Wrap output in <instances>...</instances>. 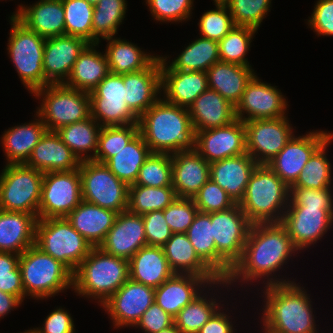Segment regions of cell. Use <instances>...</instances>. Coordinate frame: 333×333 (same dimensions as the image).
<instances>
[{
  "mask_svg": "<svg viewBox=\"0 0 333 333\" xmlns=\"http://www.w3.org/2000/svg\"><path fill=\"white\" fill-rule=\"evenodd\" d=\"M298 251L286 228L281 223L252 224L244 245L242 257L233 266L229 276L226 278L228 285H232L235 282L247 283L250 281L251 283L254 280H261V278L267 279V281L263 280L265 287L295 282L293 280L287 279L286 281L283 278H275L277 277L275 275L279 269H282L283 265L287 264L290 257L295 255V252L298 253Z\"/></svg>",
  "mask_w": 333,
  "mask_h": 333,
  "instance_id": "6da1fadb",
  "label": "cell"
},
{
  "mask_svg": "<svg viewBox=\"0 0 333 333\" xmlns=\"http://www.w3.org/2000/svg\"><path fill=\"white\" fill-rule=\"evenodd\" d=\"M263 288L261 322L265 333H319L312 301L304 287L291 282Z\"/></svg>",
  "mask_w": 333,
  "mask_h": 333,
  "instance_id": "7a4b0ae2",
  "label": "cell"
},
{
  "mask_svg": "<svg viewBox=\"0 0 333 333\" xmlns=\"http://www.w3.org/2000/svg\"><path fill=\"white\" fill-rule=\"evenodd\" d=\"M139 133L152 153L194 149L195 131L188 108L160 98L138 118Z\"/></svg>",
  "mask_w": 333,
  "mask_h": 333,
  "instance_id": "3957f363",
  "label": "cell"
},
{
  "mask_svg": "<svg viewBox=\"0 0 333 333\" xmlns=\"http://www.w3.org/2000/svg\"><path fill=\"white\" fill-rule=\"evenodd\" d=\"M129 279V260L93 247L73 273L77 295L97 300L101 305Z\"/></svg>",
  "mask_w": 333,
  "mask_h": 333,
  "instance_id": "277c9868",
  "label": "cell"
},
{
  "mask_svg": "<svg viewBox=\"0 0 333 333\" xmlns=\"http://www.w3.org/2000/svg\"><path fill=\"white\" fill-rule=\"evenodd\" d=\"M290 188L267 164H258L238 203L252 224L281 223L289 205Z\"/></svg>",
  "mask_w": 333,
  "mask_h": 333,
  "instance_id": "5b68a950",
  "label": "cell"
},
{
  "mask_svg": "<svg viewBox=\"0 0 333 333\" xmlns=\"http://www.w3.org/2000/svg\"><path fill=\"white\" fill-rule=\"evenodd\" d=\"M19 267L25 297L43 300L73 288V273L35 244L20 254Z\"/></svg>",
  "mask_w": 333,
  "mask_h": 333,
  "instance_id": "8992f818",
  "label": "cell"
},
{
  "mask_svg": "<svg viewBox=\"0 0 333 333\" xmlns=\"http://www.w3.org/2000/svg\"><path fill=\"white\" fill-rule=\"evenodd\" d=\"M35 245L74 273L90 253L92 245L73 228L67 218L38 219Z\"/></svg>",
  "mask_w": 333,
  "mask_h": 333,
  "instance_id": "52a82bcc",
  "label": "cell"
},
{
  "mask_svg": "<svg viewBox=\"0 0 333 333\" xmlns=\"http://www.w3.org/2000/svg\"><path fill=\"white\" fill-rule=\"evenodd\" d=\"M32 94L35 98H43L36 114L49 131H57L91 116L90 96L87 92L72 89L64 84H48Z\"/></svg>",
  "mask_w": 333,
  "mask_h": 333,
  "instance_id": "ba28073f",
  "label": "cell"
},
{
  "mask_svg": "<svg viewBox=\"0 0 333 333\" xmlns=\"http://www.w3.org/2000/svg\"><path fill=\"white\" fill-rule=\"evenodd\" d=\"M211 223L217 250V276L226 279L242 257L252 223L238 203L227 210L211 213Z\"/></svg>",
  "mask_w": 333,
  "mask_h": 333,
  "instance_id": "9c48e42d",
  "label": "cell"
},
{
  "mask_svg": "<svg viewBox=\"0 0 333 333\" xmlns=\"http://www.w3.org/2000/svg\"><path fill=\"white\" fill-rule=\"evenodd\" d=\"M7 51L22 84L30 93L44 87V46L46 38L28 29L13 14L10 16Z\"/></svg>",
  "mask_w": 333,
  "mask_h": 333,
  "instance_id": "30bf717a",
  "label": "cell"
},
{
  "mask_svg": "<svg viewBox=\"0 0 333 333\" xmlns=\"http://www.w3.org/2000/svg\"><path fill=\"white\" fill-rule=\"evenodd\" d=\"M43 174L26 164H6L0 174V209L38 218Z\"/></svg>",
  "mask_w": 333,
  "mask_h": 333,
  "instance_id": "8fae6325",
  "label": "cell"
},
{
  "mask_svg": "<svg viewBox=\"0 0 333 333\" xmlns=\"http://www.w3.org/2000/svg\"><path fill=\"white\" fill-rule=\"evenodd\" d=\"M82 200L113 210H128L129 186L118 179L104 163L94 160L81 161Z\"/></svg>",
  "mask_w": 333,
  "mask_h": 333,
  "instance_id": "7c38bea8",
  "label": "cell"
},
{
  "mask_svg": "<svg viewBox=\"0 0 333 333\" xmlns=\"http://www.w3.org/2000/svg\"><path fill=\"white\" fill-rule=\"evenodd\" d=\"M81 201L79 169L43 174L38 219L66 218Z\"/></svg>",
  "mask_w": 333,
  "mask_h": 333,
  "instance_id": "4fadbf2b",
  "label": "cell"
},
{
  "mask_svg": "<svg viewBox=\"0 0 333 333\" xmlns=\"http://www.w3.org/2000/svg\"><path fill=\"white\" fill-rule=\"evenodd\" d=\"M89 96L91 117L102 127L138 124V117L126 104L123 74L110 72Z\"/></svg>",
  "mask_w": 333,
  "mask_h": 333,
  "instance_id": "5bb4252c",
  "label": "cell"
},
{
  "mask_svg": "<svg viewBox=\"0 0 333 333\" xmlns=\"http://www.w3.org/2000/svg\"><path fill=\"white\" fill-rule=\"evenodd\" d=\"M287 117L244 122L246 150L257 164H268L294 136Z\"/></svg>",
  "mask_w": 333,
  "mask_h": 333,
  "instance_id": "9a60e30c",
  "label": "cell"
},
{
  "mask_svg": "<svg viewBox=\"0 0 333 333\" xmlns=\"http://www.w3.org/2000/svg\"><path fill=\"white\" fill-rule=\"evenodd\" d=\"M155 288L128 279L102 305L110 315L114 328L134 327L142 314L153 304Z\"/></svg>",
  "mask_w": 333,
  "mask_h": 333,
  "instance_id": "2e32d148",
  "label": "cell"
},
{
  "mask_svg": "<svg viewBox=\"0 0 333 333\" xmlns=\"http://www.w3.org/2000/svg\"><path fill=\"white\" fill-rule=\"evenodd\" d=\"M255 74L235 106V116L246 122L255 119H274L286 116L287 101L276 86L264 83ZM246 116H245V115Z\"/></svg>",
  "mask_w": 333,
  "mask_h": 333,
  "instance_id": "e0dca14e",
  "label": "cell"
},
{
  "mask_svg": "<svg viewBox=\"0 0 333 333\" xmlns=\"http://www.w3.org/2000/svg\"><path fill=\"white\" fill-rule=\"evenodd\" d=\"M281 224L300 251L320 240L333 224V210L322 207L287 206Z\"/></svg>",
  "mask_w": 333,
  "mask_h": 333,
  "instance_id": "ac0fdd59",
  "label": "cell"
},
{
  "mask_svg": "<svg viewBox=\"0 0 333 333\" xmlns=\"http://www.w3.org/2000/svg\"><path fill=\"white\" fill-rule=\"evenodd\" d=\"M332 135L322 130L299 137L294 135L267 165L290 188L312 154Z\"/></svg>",
  "mask_w": 333,
  "mask_h": 333,
  "instance_id": "d6986e66",
  "label": "cell"
},
{
  "mask_svg": "<svg viewBox=\"0 0 333 333\" xmlns=\"http://www.w3.org/2000/svg\"><path fill=\"white\" fill-rule=\"evenodd\" d=\"M194 149L208 163L247 153L244 122L236 118L225 126L196 131Z\"/></svg>",
  "mask_w": 333,
  "mask_h": 333,
  "instance_id": "ffe728a7",
  "label": "cell"
},
{
  "mask_svg": "<svg viewBox=\"0 0 333 333\" xmlns=\"http://www.w3.org/2000/svg\"><path fill=\"white\" fill-rule=\"evenodd\" d=\"M89 43L77 36L49 37L44 46V87L48 84H64L80 53Z\"/></svg>",
  "mask_w": 333,
  "mask_h": 333,
  "instance_id": "44dd1931",
  "label": "cell"
},
{
  "mask_svg": "<svg viewBox=\"0 0 333 333\" xmlns=\"http://www.w3.org/2000/svg\"><path fill=\"white\" fill-rule=\"evenodd\" d=\"M213 284V285H212ZM218 284V285H217ZM230 287L226 279H220L209 284L203 277L190 274H174L155 288L156 302L165 312L175 317L180 310L190 304L194 298L209 286L212 290L215 287ZM220 285V286H219ZM215 286V287H214ZM204 287V289H200ZM200 289V290H199ZM200 291V292H199Z\"/></svg>",
  "mask_w": 333,
  "mask_h": 333,
  "instance_id": "7402d4cb",
  "label": "cell"
},
{
  "mask_svg": "<svg viewBox=\"0 0 333 333\" xmlns=\"http://www.w3.org/2000/svg\"><path fill=\"white\" fill-rule=\"evenodd\" d=\"M147 245L142 215L125 210L117 215L99 248L107 254L129 260Z\"/></svg>",
  "mask_w": 333,
  "mask_h": 333,
  "instance_id": "603a6c76",
  "label": "cell"
},
{
  "mask_svg": "<svg viewBox=\"0 0 333 333\" xmlns=\"http://www.w3.org/2000/svg\"><path fill=\"white\" fill-rule=\"evenodd\" d=\"M123 82L126 88V104L139 118L161 97L160 56L144 70L123 74Z\"/></svg>",
  "mask_w": 333,
  "mask_h": 333,
  "instance_id": "cb8c5ba5",
  "label": "cell"
},
{
  "mask_svg": "<svg viewBox=\"0 0 333 333\" xmlns=\"http://www.w3.org/2000/svg\"><path fill=\"white\" fill-rule=\"evenodd\" d=\"M172 187L177 198H193L210 179V163L195 149L171 154Z\"/></svg>",
  "mask_w": 333,
  "mask_h": 333,
  "instance_id": "d4e9b609",
  "label": "cell"
},
{
  "mask_svg": "<svg viewBox=\"0 0 333 333\" xmlns=\"http://www.w3.org/2000/svg\"><path fill=\"white\" fill-rule=\"evenodd\" d=\"M81 161L61 140L56 131L47 130L35 145L26 165L40 172L72 171L79 169Z\"/></svg>",
  "mask_w": 333,
  "mask_h": 333,
  "instance_id": "484cf974",
  "label": "cell"
},
{
  "mask_svg": "<svg viewBox=\"0 0 333 333\" xmlns=\"http://www.w3.org/2000/svg\"><path fill=\"white\" fill-rule=\"evenodd\" d=\"M257 165L248 153L225 158L210 163V179L225 190L235 203H239Z\"/></svg>",
  "mask_w": 333,
  "mask_h": 333,
  "instance_id": "4316f807",
  "label": "cell"
},
{
  "mask_svg": "<svg viewBox=\"0 0 333 333\" xmlns=\"http://www.w3.org/2000/svg\"><path fill=\"white\" fill-rule=\"evenodd\" d=\"M13 15L28 29L44 38L65 35L62 0H40L33 5L18 6Z\"/></svg>",
  "mask_w": 333,
  "mask_h": 333,
  "instance_id": "83f0119b",
  "label": "cell"
},
{
  "mask_svg": "<svg viewBox=\"0 0 333 333\" xmlns=\"http://www.w3.org/2000/svg\"><path fill=\"white\" fill-rule=\"evenodd\" d=\"M208 89L204 71H161V91L168 103L189 108Z\"/></svg>",
  "mask_w": 333,
  "mask_h": 333,
  "instance_id": "f1b7e54d",
  "label": "cell"
},
{
  "mask_svg": "<svg viewBox=\"0 0 333 333\" xmlns=\"http://www.w3.org/2000/svg\"><path fill=\"white\" fill-rule=\"evenodd\" d=\"M119 213L84 200L66 217L92 247H99Z\"/></svg>",
  "mask_w": 333,
  "mask_h": 333,
  "instance_id": "f546056e",
  "label": "cell"
},
{
  "mask_svg": "<svg viewBox=\"0 0 333 333\" xmlns=\"http://www.w3.org/2000/svg\"><path fill=\"white\" fill-rule=\"evenodd\" d=\"M188 111L195 132L225 126L236 119L235 106L209 88L194 100Z\"/></svg>",
  "mask_w": 333,
  "mask_h": 333,
  "instance_id": "4dcf8cb0",
  "label": "cell"
},
{
  "mask_svg": "<svg viewBox=\"0 0 333 333\" xmlns=\"http://www.w3.org/2000/svg\"><path fill=\"white\" fill-rule=\"evenodd\" d=\"M34 214L0 209V252L21 254L35 244Z\"/></svg>",
  "mask_w": 333,
  "mask_h": 333,
  "instance_id": "1f68e13d",
  "label": "cell"
},
{
  "mask_svg": "<svg viewBox=\"0 0 333 333\" xmlns=\"http://www.w3.org/2000/svg\"><path fill=\"white\" fill-rule=\"evenodd\" d=\"M162 248L167 262L175 274L200 276L209 284L220 280L196 254L186 233H172Z\"/></svg>",
  "mask_w": 333,
  "mask_h": 333,
  "instance_id": "d6a6232c",
  "label": "cell"
},
{
  "mask_svg": "<svg viewBox=\"0 0 333 333\" xmlns=\"http://www.w3.org/2000/svg\"><path fill=\"white\" fill-rule=\"evenodd\" d=\"M174 274L160 246L146 245L129 259V278L144 285L157 288Z\"/></svg>",
  "mask_w": 333,
  "mask_h": 333,
  "instance_id": "836d02e7",
  "label": "cell"
},
{
  "mask_svg": "<svg viewBox=\"0 0 333 333\" xmlns=\"http://www.w3.org/2000/svg\"><path fill=\"white\" fill-rule=\"evenodd\" d=\"M206 74L208 88L217 91L224 99L236 106L247 83L256 73L251 67L218 61L206 71Z\"/></svg>",
  "mask_w": 333,
  "mask_h": 333,
  "instance_id": "e575fe53",
  "label": "cell"
},
{
  "mask_svg": "<svg viewBox=\"0 0 333 333\" xmlns=\"http://www.w3.org/2000/svg\"><path fill=\"white\" fill-rule=\"evenodd\" d=\"M97 46L99 43H89L84 48L74 63L65 86L90 93L110 73L107 57L105 53L95 49Z\"/></svg>",
  "mask_w": 333,
  "mask_h": 333,
  "instance_id": "d590c367",
  "label": "cell"
},
{
  "mask_svg": "<svg viewBox=\"0 0 333 333\" xmlns=\"http://www.w3.org/2000/svg\"><path fill=\"white\" fill-rule=\"evenodd\" d=\"M35 120L10 127L1 138L7 164H26L35 145L47 131L46 125L36 114Z\"/></svg>",
  "mask_w": 333,
  "mask_h": 333,
  "instance_id": "8d00e7d4",
  "label": "cell"
},
{
  "mask_svg": "<svg viewBox=\"0 0 333 333\" xmlns=\"http://www.w3.org/2000/svg\"><path fill=\"white\" fill-rule=\"evenodd\" d=\"M168 57L160 56L161 71H204L211 68L219 59L218 42L206 38H198L191 41L184 51L178 55L170 64ZM170 65H169V64Z\"/></svg>",
  "mask_w": 333,
  "mask_h": 333,
  "instance_id": "74e56055",
  "label": "cell"
},
{
  "mask_svg": "<svg viewBox=\"0 0 333 333\" xmlns=\"http://www.w3.org/2000/svg\"><path fill=\"white\" fill-rule=\"evenodd\" d=\"M108 44L105 55L109 71L113 74H128L146 69L158 56L142 51L137 45L120 38H105Z\"/></svg>",
  "mask_w": 333,
  "mask_h": 333,
  "instance_id": "f35d334b",
  "label": "cell"
},
{
  "mask_svg": "<svg viewBox=\"0 0 333 333\" xmlns=\"http://www.w3.org/2000/svg\"><path fill=\"white\" fill-rule=\"evenodd\" d=\"M152 152L138 132L120 151L104 164L128 186L135 184L140 167Z\"/></svg>",
  "mask_w": 333,
  "mask_h": 333,
  "instance_id": "ab89813d",
  "label": "cell"
},
{
  "mask_svg": "<svg viewBox=\"0 0 333 333\" xmlns=\"http://www.w3.org/2000/svg\"><path fill=\"white\" fill-rule=\"evenodd\" d=\"M101 127L90 116L86 120L59 128L56 132L80 161H87L95 158ZM89 151H93L92 154H88Z\"/></svg>",
  "mask_w": 333,
  "mask_h": 333,
  "instance_id": "60d3db41",
  "label": "cell"
},
{
  "mask_svg": "<svg viewBox=\"0 0 333 333\" xmlns=\"http://www.w3.org/2000/svg\"><path fill=\"white\" fill-rule=\"evenodd\" d=\"M126 0H100L94 5L92 17V43H100L101 38L114 37L122 24L126 10Z\"/></svg>",
  "mask_w": 333,
  "mask_h": 333,
  "instance_id": "b9f144b4",
  "label": "cell"
},
{
  "mask_svg": "<svg viewBox=\"0 0 333 333\" xmlns=\"http://www.w3.org/2000/svg\"><path fill=\"white\" fill-rule=\"evenodd\" d=\"M177 195L172 186L147 187L130 185L128 210L135 214H146L155 210H164Z\"/></svg>",
  "mask_w": 333,
  "mask_h": 333,
  "instance_id": "7bdbcfd3",
  "label": "cell"
},
{
  "mask_svg": "<svg viewBox=\"0 0 333 333\" xmlns=\"http://www.w3.org/2000/svg\"><path fill=\"white\" fill-rule=\"evenodd\" d=\"M186 235L199 258L217 275V250L213 238L211 213L198 211Z\"/></svg>",
  "mask_w": 333,
  "mask_h": 333,
  "instance_id": "ee69618b",
  "label": "cell"
},
{
  "mask_svg": "<svg viewBox=\"0 0 333 333\" xmlns=\"http://www.w3.org/2000/svg\"><path fill=\"white\" fill-rule=\"evenodd\" d=\"M333 135L326 140L309 158L299 174L296 182L291 187L326 189L331 188L332 171L331 163L326 156V150Z\"/></svg>",
  "mask_w": 333,
  "mask_h": 333,
  "instance_id": "f6af8a7d",
  "label": "cell"
},
{
  "mask_svg": "<svg viewBox=\"0 0 333 333\" xmlns=\"http://www.w3.org/2000/svg\"><path fill=\"white\" fill-rule=\"evenodd\" d=\"M203 293L201 291L190 304H187L174 317V324L182 333H197L222 308V306L218 305L216 297L215 299L212 296L208 298L209 295Z\"/></svg>",
  "mask_w": 333,
  "mask_h": 333,
  "instance_id": "bcb514c9",
  "label": "cell"
},
{
  "mask_svg": "<svg viewBox=\"0 0 333 333\" xmlns=\"http://www.w3.org/2000/svg\"><path fill=\"white\" fill-rule=\"evenodd\" d=\"M256 32L257 30L250 27L234 26L232 30L218 42L220 61L252 67L245 57Z\"/></svg>",
  "mask_w": 333,
  "mask_h": 333,
  "instance_id": "7dc6e473",
  "label": "cell"
},
{
  "mask_svg": "<svg viewBox=\"0 0 333 333\" xmlns=\"http://www.w3.org/2000/svg\"><path fill=\"white\" fill-rule=\"evenodd\" d=\"M65 35L77 36L92 43V17L94 5L86 0H62Z\"/></svg>",
  "mask_w": 333,
  "mask_h": 333,
  "instance_id": "c3c4849f",
  "label": "cell"
},
{
  "mask_svg": "<svg viewBox=\"0 0 333 333\" xmlns=\"http://www.w3.org/2000/svg\"><path fill=\"white\" fill-rule=\"evenodd\" d=\"M133 185L147 187L172 186V160L169 153H151L140 167Z\"/></svg>",
  "mask_w": 333,
  "mask_h": 333,
  "instance_id": "681fc988",
  "label": "cell"
},
{
  "mask_svg": "<svg viewBox=\"0 0 333 333\" xmlns=\"http://www.w3.org/2000/svg\"><path fill=\"white\" fill-rule=\"evenodd\" d=\"M139 132L138 124L101 127L94 161L105 163Z\"/></svg>",
  "mask_w": 333,
  "mask_h": 333,
  "instance_id": "f907efd6",
  "label": "cell"
},
{
  "mask_svg": "<svg viewBox=\"0 0 333 333\" xmlns=\"http://www.w3.org/2000/svg\"><path fill=\"white\" fill-rule=\"evenodd\" d=\"M229 8L235 26L258 30L270 12L271 0H223Z\"/></svg>",
  "mask_w": 333,
  "mask_h": 333,
  "instance_id": "816d5d0a",
  "label": "cell"
},
{
  "mask_svg": "<svg viewBox=\"0 0 333 333\" xmlns=\"http://www.w3.org/2000/svg\"><path fill=\"white\" fill-rule=\"evenodd\" d=\"M215 9L207 10L198 23L202 38L219 42L235 26L229 8L223 0H214Z\"/></svg>",
  "mask_w": 333,
  "mask_h": 333,
  "instance_id": "f5cc1de1",
  "label": "cell"
},
{
  "mask_svg": "<svg viewBox=\"0 0 333 333\" xmlns=\"http://www.w3.org/2000/svg\"><path fill=\"white\" fill-rule=\"evenodd\" d=\"M193 200L198 211L203 213L224 211L236 204L227 192L211 179L200 188Z\"/></svg>",
  "mask_w": 333,
  "mask_h": 333,
  "instance_id": "db71d44e",
  "label": "cell"
},
{
  "mask_svg": "<svg viewBox=\"0 0 333 333\" xmlns=\"http://www.w3.org/2000/svg\"><path fill=\"white\" fill-rule=\"evenodd\" d=\"M151 15L160 22H182L190 19L194 0H145Z\"/></svg>",
  "mask_w": 333,
  "mask_h": 333,
  "instance_id": "11a10c76",
  "label": "cell"
},
{
  "mask_svg": "<svg viewBox=\"0 0 333 333\" xmlns=\"http://www.w3.org/2000/svg\"><path fill=\"white\" fill-rule=\"evenodd\" d=\"M197 212L193 198H176L164 209V217L172 233H186Z\"/></svg>",
  "mask_w": 333,
  "mask_h": 333,
  "instance_id": "9f6ffc18",
  "label": "cell"
},
{
  "mask_svg": "<svg viewBox=\"0 0 333 333\" xmlns=\"http://www.w3.org/2000/svg\"><path fill=\"white\" fill-rule=\"evenodd\" d=\"M331 192L330 188L290 187L288 206L322 207L324 210H333V195Z\"/></svg>",
  "mask_w": 333,
  "mask_h": 333,
  "instance_id": "6f0895ef",
  "label": "cell"
},
{
  "mask_svg": "<svg viewBox=\"0 0 333 333\" xmlns=\"http://www.w3.org/2000/svg\"><path fill=\"white\" fill-rule=\"evenodd\" d=\"M147 245L162 247L172 236L164 217V210H155L142 215Z\"/></svg>",
  "mask_w": 333,
  "mask_h": 333,
  "instance_id": "680465c9",
  "label": "cell"
},
{
  "mask_svg": "<svg viewBox=\"0 0 333 333\" xmlns=\"http://www.w3.org/2000/svg\"><path fill=\"white\" fill-rule=\"evenodd\" d=\"M308 26L318 36H333V0H318L308 19Z\"/></svg>",
  "mask_w": 333,
  "mask_h": 333,
  "instance_id": "91938a15",
  "label": "cell"
},
{
  "mask_svg": "<svg viewBox=\"0 0 333 333\" xmlns=\"http://www.w3.org/2000/svg\"><path fill=\"white\" fill-rule=\"evenodd\" d=\"M174 324V317L165 312L156 302L142 314L135 327H140L144 333H158Z\"/></svg>",
  "mask_w": 333,
  "mask_h": 333,
  "instance_id": "94428289",
  "label": "cell"
},
{
  "mask_svg": "<svg viewBox=\"0 0 333 333\" xmlns=\"http://www.w3.org/2000/svg\"><path fill=\"white\" fill-rule=\"evenodd\" d=\"M67 311L57 307L44 320V327L33 328V330L36 333H76L73 318Z\"/></svg>",
  "mask_w": 333,
  "mask_h": 333,
  "instance_id": "6125c7cd",
  "label": "cell"
},
{
  "mask_svg": "<svg viewBox=\"0 0 333 333\" xmlns=\"http://www.w3.org/2000/svg\"><path fill=\"white\" fill-rule=\"evenodd\" d=\"M222 311L220 308L197 333H234L230 316Z\"/></svg>",
  "mask_w": 333,
  "mask_h": 333,
  "instance_id": "be15d7a7",
  "label": "cell"
},
{
  "mask_svg": "<svg viewBox=\"0 0 333 333\" xmlns=\"http://www.w3.org/2000/svg\"><path fill=\"white\" fill-rule=\"evenodd\" d=\"M0 290L17 296L22 302L25 299V292L23 289L22 275L19 270L15 275L0 277Z\"/></svg>",
  "mask_w": 333,
  "mask_h": 333,
  "instance_id": "e7e4bbea",
  "label": "cell"
},
{
  "mask_svg": "<svg viewBox=\"0 0 333 333\" xmlns=\"http://www.w3.org/2000/svg\"><path fill=\"white\" fill-rule=\"evenodd\" d=\"M19 254L0 252V277L15 275L19 270Z\"/></svg>",
  "mask_w": 333,
  "mask_h": 333,
  "instance_id": "03108f58",
  "label": "cell"
},
{
  "mask_svg": "<svg viewBox=\"0 0 333 333\" xmlns=\"http://www.w3.org/2000/svg\"><path fill=\"white\" fill-rule=\"evenodd\" d=\"M22 301L17 297L11 294L5 293L0 290V318H4L5 315L16 309Z\"/></svg>",
  "mask_w": 333,
  "mask_h": 333,
  "instance_id": "003e7915",
  "label": "cell"
},
{
  "mask_svg": "<svg viewBox=\"0 0 333 333\" xmlns=\"http://www.w3.org/2000/svg\"><path fill=\"white\" fill-rule=\"evenodd\" d=\"M158 333H182L175 324L171 325L170 327L161 330Z\"/></svg>",
  "mask_w": 333,
  "mask_h": 333,
  "instance_id": "a7ac6f4b",
  "label": "cell"
},
{
  "mask_svg": "<svg viewBox=\"0 0 333 333\" xmlns=\"http://www.w3.org/2000/svg\"><path fill=\"white\" fill-rule=\"evenodd\" d=\"M86 1L92 5H96L100 0H86Z\"/></svg>",
  "mask_w": 333,
  "mask_h": 333,
  "instance_id": "89a4df30",
  "label": "cell"
},
{
  "mask_svg": "<svg viewBox=\"0 0 333 333\" xmlns=\"http://www.w3.org/2000/svg\"><path fill=\"white\" fill-rule=\"evenodd\" d=\"M21 333H36L33 329H30V330H25L24 332H21Z\"/></svg>",
  "mask_w": 333,
  "mask_h": 333,
  "instance_id": "2644e50d",
  "label": "cell"
}]
</instances>
